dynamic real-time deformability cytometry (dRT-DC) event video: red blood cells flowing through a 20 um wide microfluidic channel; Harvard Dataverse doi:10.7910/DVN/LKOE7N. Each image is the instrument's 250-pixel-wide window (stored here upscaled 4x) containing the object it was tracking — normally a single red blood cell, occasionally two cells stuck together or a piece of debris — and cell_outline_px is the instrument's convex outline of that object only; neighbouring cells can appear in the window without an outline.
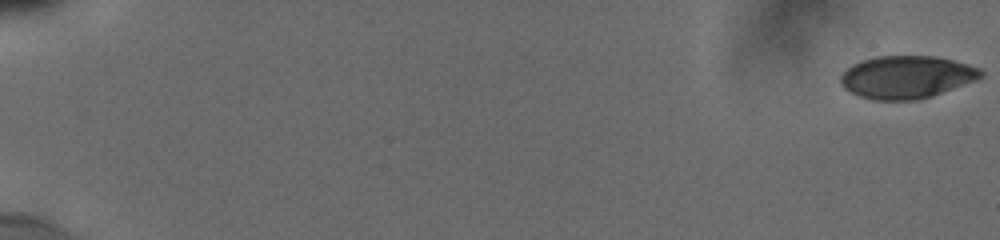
{"species": "human", "species_latin": "Homo sapiens", "temperature_condition": "cold", "stored_images_in_passage": 91, "camera_frame_rate_fps": 3000, "um_per_image_px": 0.085, "donor": {"sex": "male"}, "frame": {"image": 1, "passage_image": 1, "time_ms": 0.0, "image_size_px": [1000, 240], "cell_outline_px": [[984, 76], [976, 80], [932, 96], [916, 100], [872, 100], [860, 96], [844, 88], [840, 84], [840, 76], [852, 64], [876, 56], [936, 56], [968, 64], [980, 68], [984, 72]], "centroid_in_image_um": [77.07, 6.55], "position_along_channel_um": 7.9, "area_um2": 34.85}}
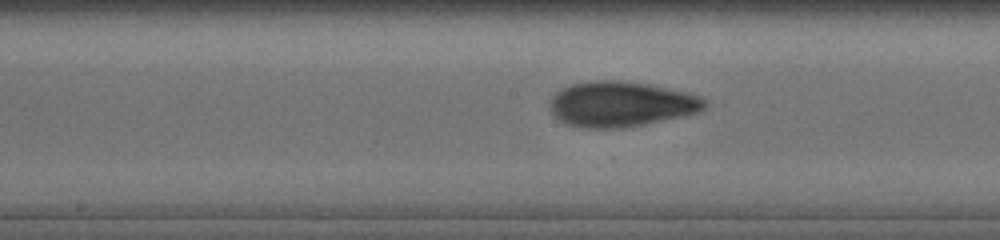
{"frame": {"image": 2, "passage_image": 71, "time_ms": 10.333, "image_size_px": [1000, 240], "cell_outline_px": [[704, 108], [700, 112], [644, 124], [620, 128], [580, 128], [568, 124], [556, 116], [552, 112], [548, 104], [552, 96], [556, 92], [572, 84], [596, 80], [616, 80], [648, 84], [684, 92], [700, 96], [704, 100]], "centroid_in_image_um": [52.75, 8.85], "position_along_channel_um": 195.4, "area_um2": 40.4}}
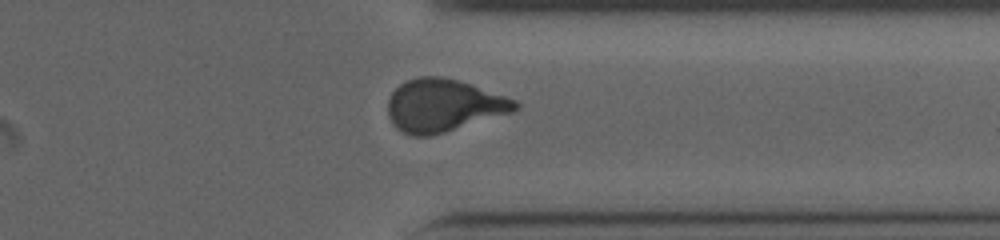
{"frame": {"image": 3, "passage_image": 86, "time_ms": 15.0, "image_size_px": [1000, 240], "cell_outline_px": [[520, 108], [512, 112], [444, 132], [428, 136], [416, 136], [404, 132], [396, 128], [392, 124], [388, 116], [388, 100], [392, 92], [400, 84], [416, 76], [444, 76], [460, 80], [472, 84], [516, 100], [520, 104]], "centroid_in_image_um": [37.69, 8.94], "position_along_channel_um": 373.7, "area_um2": 39.02}}